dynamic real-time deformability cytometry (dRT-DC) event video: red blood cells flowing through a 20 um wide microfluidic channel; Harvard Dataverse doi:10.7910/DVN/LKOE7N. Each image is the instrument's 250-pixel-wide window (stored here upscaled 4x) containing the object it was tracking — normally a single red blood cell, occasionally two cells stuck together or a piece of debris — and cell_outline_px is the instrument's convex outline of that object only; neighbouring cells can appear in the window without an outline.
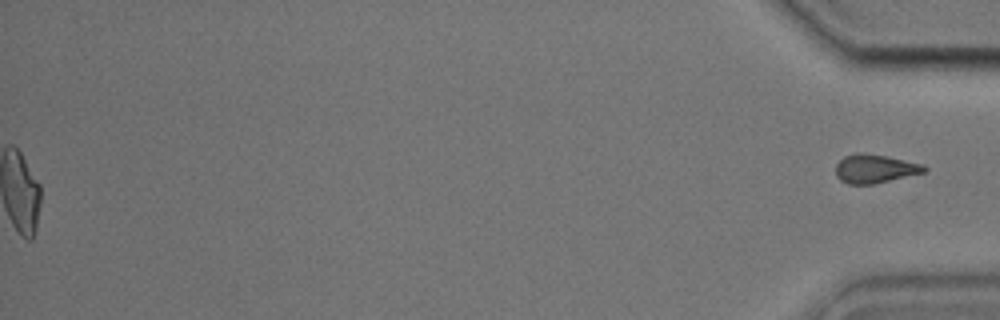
{"species": "common noctule bat (a hibernating species)", "species_latin": "Nyctalus noctula", "temperature_condition": "cold", "stored_images_in_passage": 39, "segment_of_instrument_passage": [2, 2], "camera_frame_rate_fps": 3000, "um_per_image_px": 0.085, "animal": {"sex": "male", "body_mass_g": 17.9, "forearm_length_mm": 54.2}, "frame": {"image": 1, "passage_image": 39, "time_ms": 12.667, "image_size_px": [1000, 320], "cell_outline_px": [[928, 168], [924, 172], [872, 184], [848, 184], [840, 180], [836, 176], [836, 164], [844, 156], [856, 152], [860, 152], [884, 156], [924, 164]], "centroid_in_image_um": [74.33, 14.33], "position_along_channel_um": 360.9, "area_um2": 14.62}}